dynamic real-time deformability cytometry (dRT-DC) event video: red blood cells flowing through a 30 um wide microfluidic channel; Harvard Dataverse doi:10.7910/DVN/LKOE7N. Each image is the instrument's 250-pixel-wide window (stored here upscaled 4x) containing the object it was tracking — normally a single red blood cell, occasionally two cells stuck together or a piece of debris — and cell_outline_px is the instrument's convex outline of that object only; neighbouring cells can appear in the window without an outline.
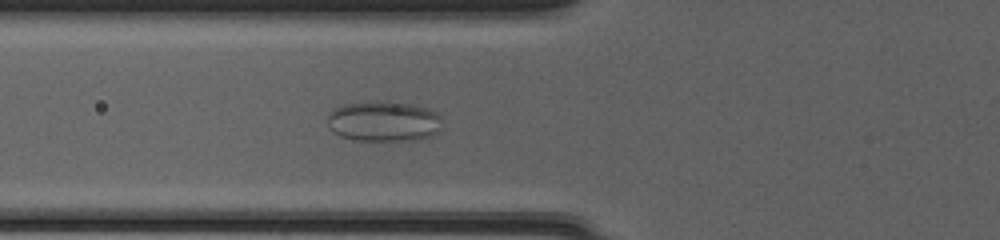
{"species": "common noctule bat (a hibernating species)", "species_latin": "Nyctalus noctula", "temperature_condition": "cold", "stored_images_in_passage": 52, "camera_frame_rate_fps": 3000, "um_per_image_px": 0.085, "animal": {"sex": "female", "body_mass_g": 20.0, "forearm_length_mm": 54.0}, "frame": {"image": 1, "passage_image": 21, "time_ms": 6.667, "image_size_px": [1000, 240], "cell_outline_px": [[444, 128], [440, 132], [432, 136], [420, 140], [352, 140], [340, 136], [332, 132], [328, 128], [328, 116], [332, 108], [340, 104], [376, 100], [388, 100], [412, 104], [428, 108], [436, 112], [440, 116]], "centroid_in_image_um": [32.63, 10.29], "position_along_channel_um": 93.2, "area_um2": 28.03}}
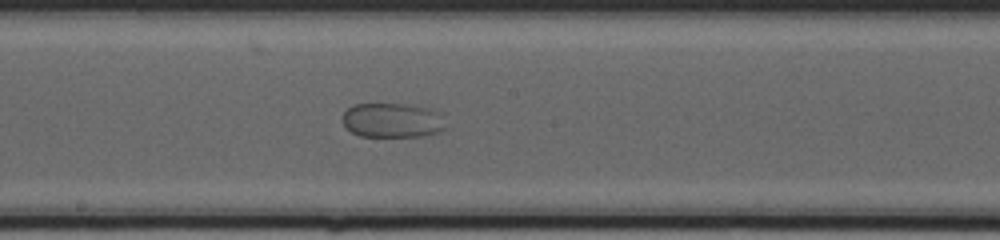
{"frame": {"image": 2, "passage_image": 30, "time_ms": 9.667, "image_size_px": [1000, 240], "cell_outline_px": [[448, 128], [440, 132], [428, 136], [360, 136], [344, 128], [340, 120], [340, 116], [352, 104], [404, 104], [432, 108], [444, 112]], "centroid_in_image_um": [33.42, 10.22], "position_along_channel_um": 214.8, "area_um2": 21.73}}
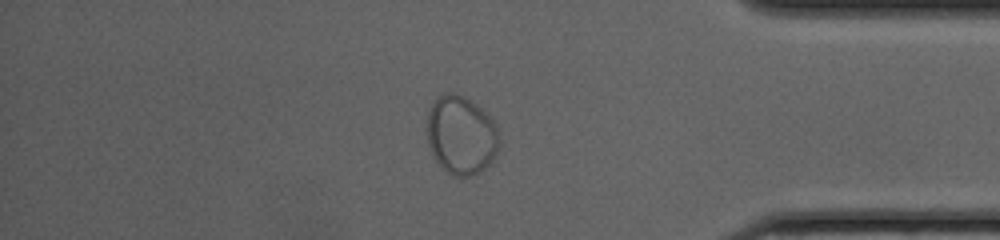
{"frame": {"image": 3, "passage_image": 45, "time_ms": 14.667, "image_size_px": [1000, 240], "cell_outline_px": [[500, 144], [496, 156], [480, 172], [472, 176], [456, 176], [448, 172], [432, 156], [428, 144], [424, 128], [428, 112], [432, 104], [444, 92], [456, 92], [476, 104], [496, 124], [500, 140]], "centroid_in_image_um": [39.17, 11.48], "position_along_channel_um": 396.0, "area_um2": 33.47}}